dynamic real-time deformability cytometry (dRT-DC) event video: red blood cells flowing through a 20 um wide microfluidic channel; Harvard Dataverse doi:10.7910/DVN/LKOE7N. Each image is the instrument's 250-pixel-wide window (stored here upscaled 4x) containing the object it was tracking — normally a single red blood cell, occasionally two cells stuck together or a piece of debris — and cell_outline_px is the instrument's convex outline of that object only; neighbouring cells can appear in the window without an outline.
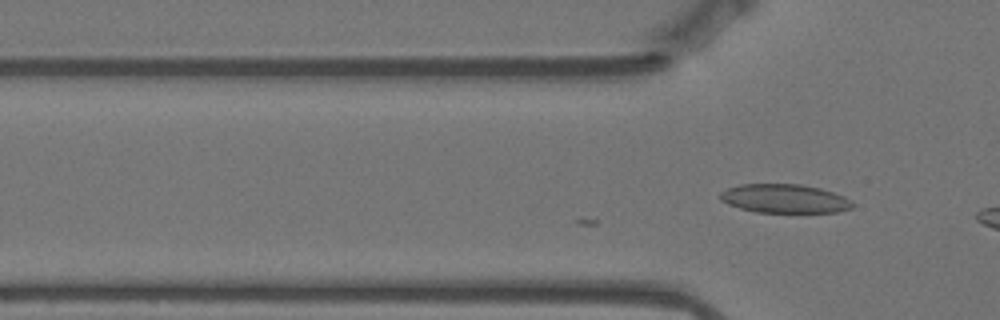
{"species": "Egyptian fruit bat (a non-hibernating species)", "species_latin": "Rousettus aegyptiacus", "temperature_condition": "warm", "stored_images_in_passage": 11, "camera_frame_rate_fps": 3000, "um_per_image_px": 0.085, "animal": {"sex": "female"}, "frame": {"image": 1, "passage_image": 11, "time_ms": 3.333, "image_size_px": [1000, 320], "cell_outline_px": [[856, 204], [852, 208], [836, 212], [756, 212], [740, 208], [728, 204], [720, 200], [720, 192], [728, 188], [740, 184], [800, 184], [820, 188], [844, 196], [852, 200]], "centroid_in_image_um": [66.71, 16.88], "position_along_channel_um": 59.1, "area_um2": 22.25}}